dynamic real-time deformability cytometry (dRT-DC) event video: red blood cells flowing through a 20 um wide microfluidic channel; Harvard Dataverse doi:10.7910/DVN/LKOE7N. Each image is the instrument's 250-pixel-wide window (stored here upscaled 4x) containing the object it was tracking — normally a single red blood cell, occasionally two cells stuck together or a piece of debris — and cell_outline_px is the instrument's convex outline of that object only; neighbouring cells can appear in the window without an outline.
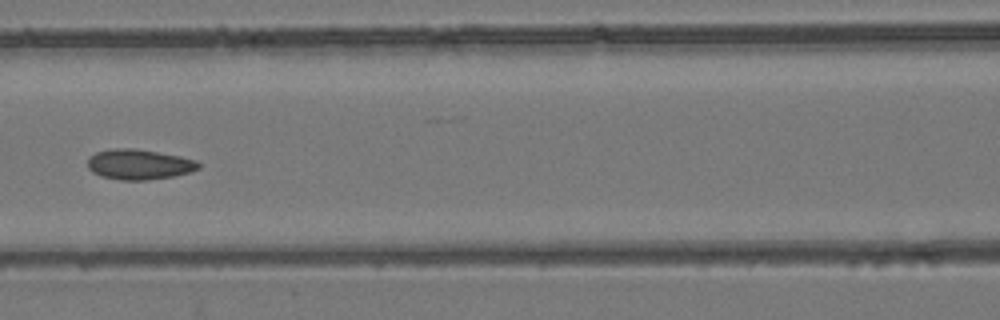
{"species": "common noctule bat (a hibernating species)", "species_latin": "Nyctalus noctula", "temperature_condition": "room temperature", "stored_images_in_passage": 6, "camera_frame_rate_fps": 3000, "um_per_image_px": 0.085, "animal": {"sex": "female", "body_mass_g": 24.6, "forearm_length_mm": 56.2}, "frame": {"image": 1, "passage_image": 6, "time_ms": 1.667, "image_size_px": [1000, 320], "cell_outline_px": [[200, 168], [192, 172], [172, 176], [144, 180], [120, 180], [100, 176], [92, 172], [88, 168], [88, 156], [96, 152], [112, 148], [132, 148], [180, 156], [196, 160], [200, 164]], "centroid_in_image_um": [11.8, 13.97], "position_along_channel_um": 154.8, "area_um2": 19.59}}